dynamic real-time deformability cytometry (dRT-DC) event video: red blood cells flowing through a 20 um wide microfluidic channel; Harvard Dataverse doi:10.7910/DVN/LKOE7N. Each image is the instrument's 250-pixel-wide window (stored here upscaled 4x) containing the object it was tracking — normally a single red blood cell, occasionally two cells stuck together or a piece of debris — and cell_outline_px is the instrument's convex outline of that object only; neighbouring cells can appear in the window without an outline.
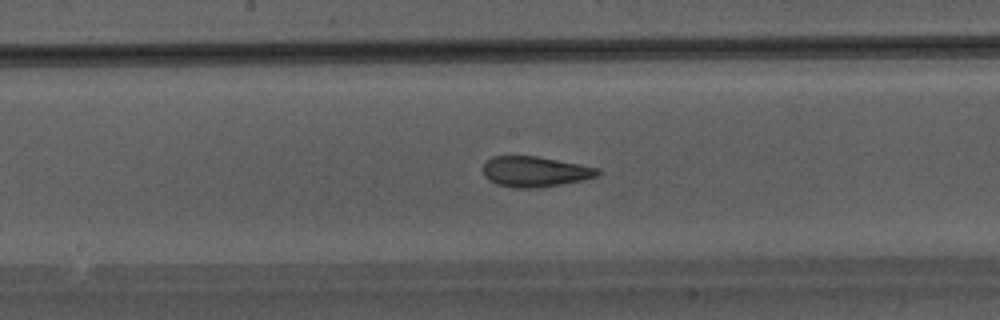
{"species": "Egyptian fruit bat (a non-hibernating species)", "species_latin": "Rousettus aegyptiacus", "temperature_condition": "warm", "stored_images_in_passage": 30, "camera_frame_rate_fps": 3000, "um_per_image_px": 0.085, "animal": {"sex": "male"}, "frame": {"image": 1, "passage_image": 13, "time_ms": 4.0, "image_size_px": [1000, 320], "cell_outline_px": [[600, 176], [584, 180], [540, 188], [516, 188], [496, 184], [488, 180], [484, 176], [484, 164], [492, 156], [536, 156], [580, 164], [600, 168]], "centroid_in_image_um": [45.51, 14.6], "position_along_channel_um": 202.7, "area_um2": 20.52}}